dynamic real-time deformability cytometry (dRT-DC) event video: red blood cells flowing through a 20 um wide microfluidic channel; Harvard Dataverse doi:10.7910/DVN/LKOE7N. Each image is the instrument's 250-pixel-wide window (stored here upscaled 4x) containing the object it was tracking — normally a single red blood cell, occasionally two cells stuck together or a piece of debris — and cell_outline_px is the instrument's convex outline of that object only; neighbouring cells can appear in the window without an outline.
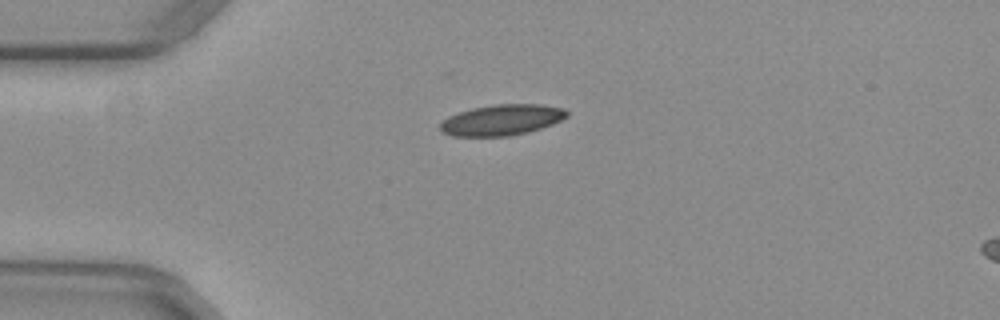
{"species": "common noctule bat (a hibernating species)", "species_latin": "Nyctalus noctula", "temperature_condition": "warm", "stored_images_in_passage": 39, "camera_frame_rate_fps": 3000, "um_per_image_px": 0.085, "animal": {"sex": "female", "body_mass_g": 29.2, "forearm_length_mm": 56.3}, "frame": {"image": 1, "passage_image": 1, "time_ms": 0.0, "image_size_px": [1000, 320], "cell_outline_px": [[568, 116], [552, 124], [528, 132], [508, 136], [452, 136], [440, 132], [440, 124], [448, 116], [472, 108], [496, 104], [540, 104], [564, 108], [568, 112]], "centroid_in_image_um": [42.64, 10.19], "position_along_channel_um": 42.4, "area_um2": 22.72}}
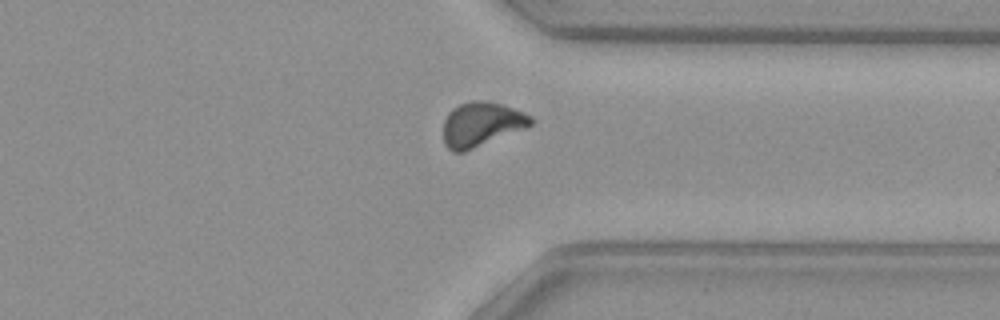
{"frame": {"image": 2, "passage_image": 28, "time_ms": 9.0, "image_size_px": [1000, 320], "cell_outline_px": [[536, 120], [532, 124], [524, 128], [464, 152], [452, 152], [444, 144], [444, 120], [448, 112], [452, 108], [460, 104], [472, 100], [488, 100], [504, 104], [524, 112], [532, 116]], "centroid_in_image_um": [40.92, 10.54], "position_along_channel_um": 370.5, "area_um2": 22.77}}
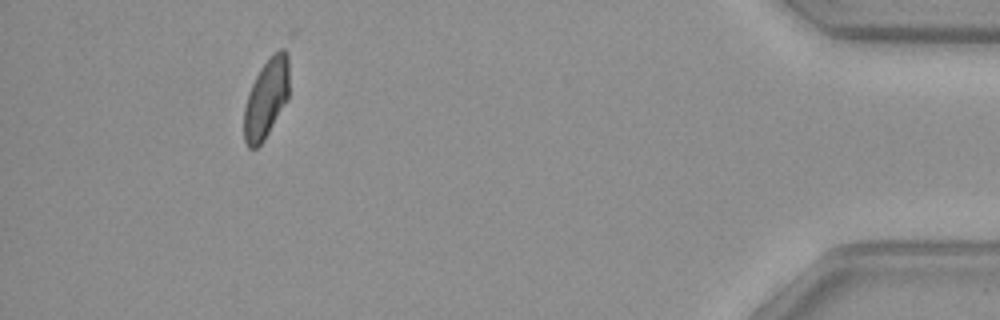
{"frame": {"image": 3, "passage_image": 36, "time_ms": 11.667, "image_size_px": [1000, 320], "cell_outline_px": [[288, 100], [264, 140], [256, 148], [248, 148], [244, 140], [244, 108], [248, 92], [260, 68], [280, 48], [284, 48], [288, 52]], "centroid_in_image_um": [22.63, 8.39], "position_along_channel_um": 412.6, "area_um2": 20.81}}